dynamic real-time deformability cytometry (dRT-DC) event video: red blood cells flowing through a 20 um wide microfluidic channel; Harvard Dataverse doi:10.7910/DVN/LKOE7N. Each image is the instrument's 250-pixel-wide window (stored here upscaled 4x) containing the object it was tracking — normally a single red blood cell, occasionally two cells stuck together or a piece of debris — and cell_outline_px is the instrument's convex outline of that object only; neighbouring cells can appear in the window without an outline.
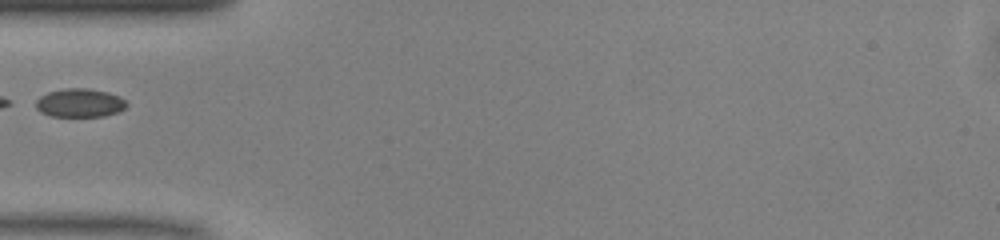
{"species": "common noctule bat (a hibernating species)", "species_latin": "Nyctalus noctula", "temperature_condition": "warm", "stored_images_in_passage": 25, "camera_frame_rate_fps": 3000, "um_per_image_px": 0.085, "animal": {"sex": "male", "body_mass_g": 13.0, "forearm_length_mm": 53.1}, "frame": {"image": 1, "passage_image": 1, "time_ms": 0.0, "image_size_px": [1000, 240], "cell_outline_px": [[128, 104], [124, 108], [116, 112], [104, 116], [52, 116], [40, 112], [36, 108], [36, 100], [40, 96], [48, 92], [64, 88], [88, 88], [108, 92], [120, 96]], "centroid_in_image_um": [6.77, 8.73], "position_along_channel_um": 78.2, "area_um2": 15.09}}